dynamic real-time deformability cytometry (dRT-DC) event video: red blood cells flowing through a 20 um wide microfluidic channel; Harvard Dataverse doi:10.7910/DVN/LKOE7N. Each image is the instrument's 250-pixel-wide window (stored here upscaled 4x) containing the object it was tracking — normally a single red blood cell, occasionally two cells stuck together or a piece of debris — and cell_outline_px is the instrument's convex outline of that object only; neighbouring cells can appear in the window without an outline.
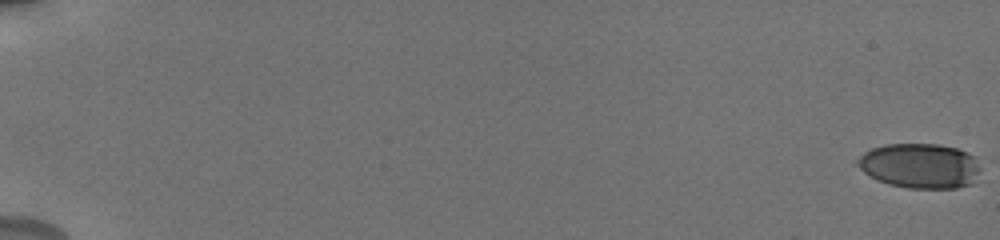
{"species": "human", "species_latin": "Homo sapiens", "temperature_condition": "cold", "stored_images_in_passage": 30, "camera_frame_rate_fps": 3000, "um_per_image_px": 0.085, "donor": {"sex": "male"}, "frame": {"image": 1, "passage_image": 1, "time_ms": 0.0, "image_size_px": [1000, 240], "cell_outline_px": [[980, 168], [972, 184], [956, 188], [908, 188], [888, 184], [876, 180], [864, 172], [852, 160], [864, 152], [872, 148], [884, 144], [940, 144], [956, 148], [968, 152], [976, 156]], "centroid_in_image_um": [78.17, 14.08], "position_along_channel_um": 6.8, "area_um2": 32.6}}
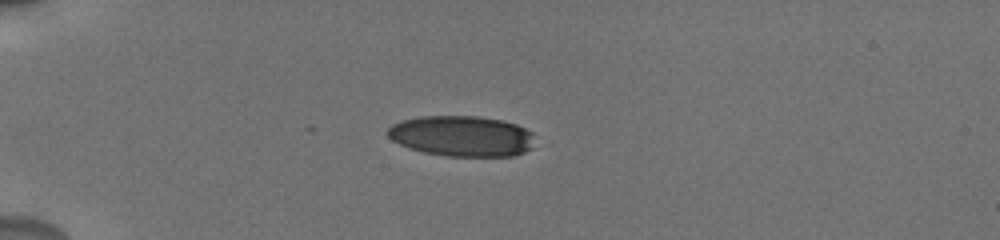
{"frame": {"image": 2, "passage_image": 25, "time_ms": 5.667, "image_size_px": [1000, 240], "cell_outline_px": [[532, 148], [524, 152], [512, 156], [448, 156], [424, 152], [400, 144], [392, 140], [388, 136], [388, 128], [392, 124], [400, 120], [420, 116], [476, 116], [504, 120], [516, 124], [532, 132]], "centroid_in_image_um": [39.25, 11.55], "position_along_channel_um": 45.8, "area_um2": 34.8}}